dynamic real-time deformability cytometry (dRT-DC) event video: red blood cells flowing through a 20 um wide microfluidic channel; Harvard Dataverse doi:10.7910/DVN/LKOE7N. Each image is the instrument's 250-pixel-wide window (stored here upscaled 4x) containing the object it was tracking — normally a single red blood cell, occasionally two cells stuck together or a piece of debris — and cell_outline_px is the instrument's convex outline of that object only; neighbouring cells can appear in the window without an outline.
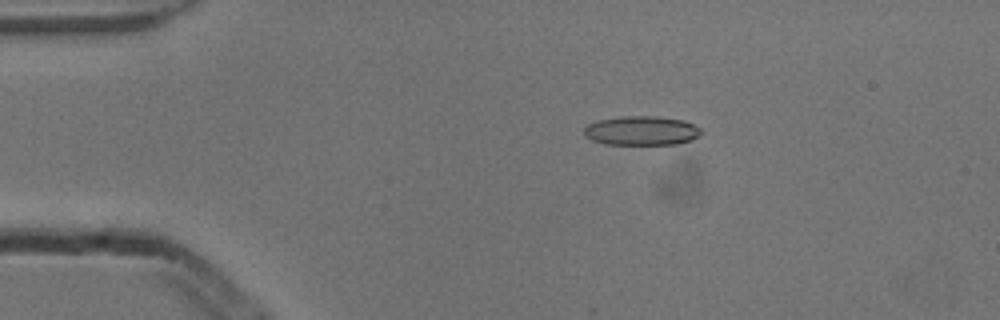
{"species": "common noctule bat (a hibernating species)", "species_latin": "Nyctalus noctula", "temperature_condition": "cold", "stored_images_in_passage": 5, "camera_frame_rate_fps": 3000, "um_per_image_px": 0.085, "animal": {"sex": "male", "body_mass_g": 13.3}, "frame": {"image": 1, "passage_image": 3, "time_ms": 0.667, "image_size_px": [1000, 320], "cell_outline_px": [[704, 132], [700, 136], [692, 140], [676, 144], [604, 144], [592, 140], [584, 136], [584, 128], [588, 124], [596, 120], [620, 116], [656, 116], [684, 120], [700, 128]], "centroid_in_image_um": [54.53, 11.1], "position_along_channel_um": 30.5, "area_um2": 20.17}}
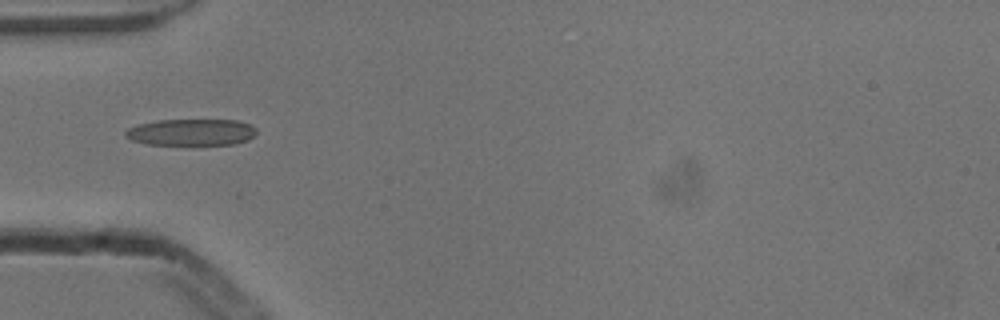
{"frame": {"image": 2, "passage_image": 5, "time_ms": 1.333, "image_size_px": [1000, 320], "cell_outline_px": [[256, 132], [248, 140], [236, 144], [148, 144], [132, 140], [124, 136], [124, 132], [128, 128], [140, 124], [156, 120], [236, 120], [248, 124], [256, 128]], "centroid_in_image_um": [16.25, 11.23], "position_along_channel_um": 68.8, "area_um2": 20.11}}